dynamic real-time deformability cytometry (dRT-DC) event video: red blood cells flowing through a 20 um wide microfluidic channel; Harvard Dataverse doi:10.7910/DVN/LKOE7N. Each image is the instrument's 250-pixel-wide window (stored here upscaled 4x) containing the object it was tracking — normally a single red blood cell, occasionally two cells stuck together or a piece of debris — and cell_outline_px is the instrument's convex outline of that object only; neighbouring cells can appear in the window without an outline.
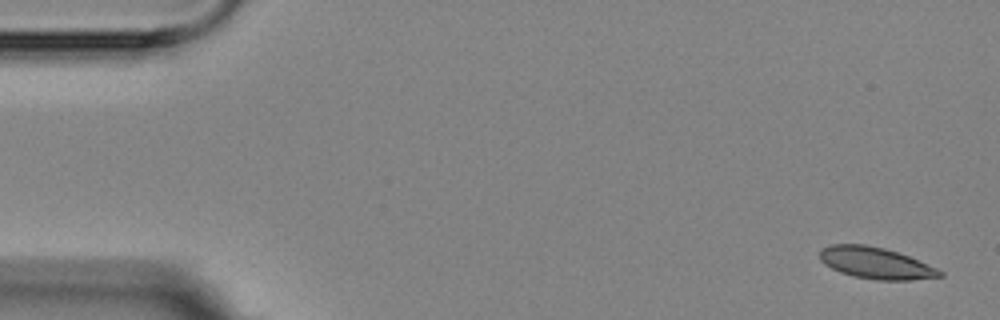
{"species": "Egyptian fruit bat (a non-hibernating species)", "species_latin": "Rousettus aegyptiacus", "temperature_condition": "room temperature", "stored_images_in_passage": 3, "segment_of_instrument_passage": [2, 2], "camera_frame_rate_fps": 3000, "um_per_image_px": 0.085, "animal": {"sex": "female"}, "frame": {"image": 1, "passage_image": 3, "time_ms": 2.333, "image_size_px": [1000, 320], "cell_outline_px": [[944, 276], [912, 280], [876, 280], [856, 276], [840, 272], [824, 264], [820, 260], [820, 248], [828, 244], [864, 244], [884, 248], [908, 256], [936, 268], [944, 272]], "centroid_in_image_um": [74.41, 22.35], "position_along_channel_um": 10.6, "area_um2": 21.96}}